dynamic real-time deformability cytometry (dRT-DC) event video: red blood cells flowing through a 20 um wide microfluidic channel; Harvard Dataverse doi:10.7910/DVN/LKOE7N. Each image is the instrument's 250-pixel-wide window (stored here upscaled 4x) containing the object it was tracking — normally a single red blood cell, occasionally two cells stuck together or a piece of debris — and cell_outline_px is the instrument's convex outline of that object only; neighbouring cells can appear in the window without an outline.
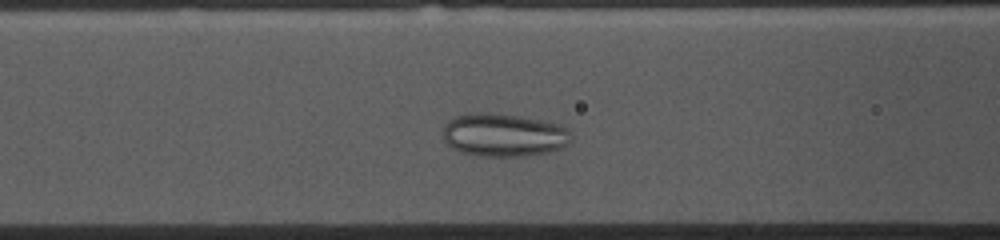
{"species": "common noctule bat (a hibernating species)", "species_latin": "Nyctalus noctula", "temperature_condition": "cold", "stored_images_in_passage": 37, "camera_frame_rate_fps": 3000, "um_per_image_px": 0.085, "animal": {"sex": "female", "body_mass_g": 10.0, "forearm_length_mm": 53.1}, "frame": {"image": 1, "passage_image": 14, "time_ms": 4.333, "image_size_px": [1000, 240], "cell_outline_px": [[572, 140], [568, 144], [560, 148], [548, 152], [524, 156], [480, 156], [460, 152], [452, 148], [444, 140], [444, 124], [448, 120], [456, 116], [468, 112], [484, 112], [520, 116], [540, 120], [556, 124], [568, 128], [572, 132]], "centroid_in_image_um": [42.81, 11.47], "position_along_channel_um": 123.8, "area_um2": 32.43}}
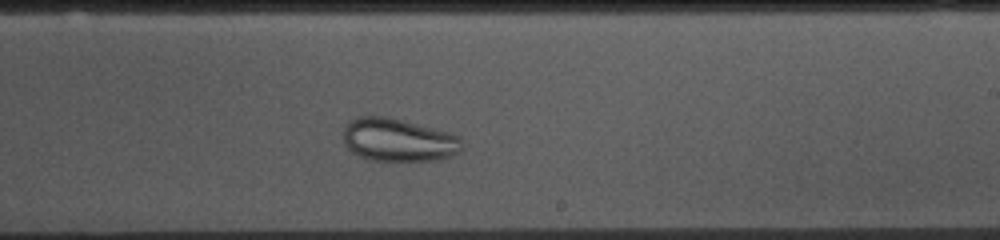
{"frame": {"image": 2, "passage_image": 25, "time_ms": 8.0, "image_size_px": [1000, 240], "cell_outline_px": [[460, 152], [440, 160], [372, 160], [360, 156], [352, 152], [344, 144], [344, 128], [348, 120], [356, 116], [384, 116], [448, 132], [460, 136]], "centroid_in_image_um": [33.82, 11.89], "position_along_channel_um": 255.2, "area_um2": 29.48}}
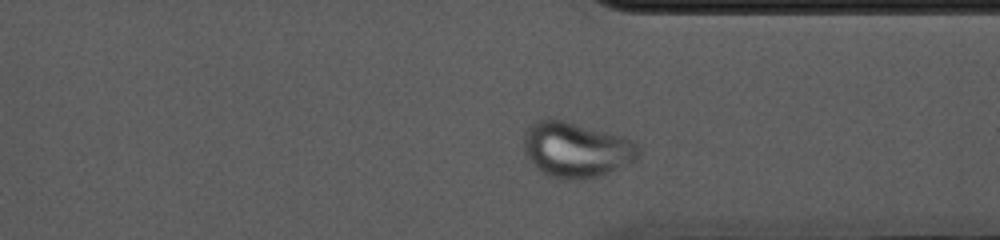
{"frame": {"image": 3, "passage_image": 34, "time_ms": 11.0, "image_size_px": [1000, 240], "cell_outline_px": [[640, 156], [608, 172], [596, 176], [576, 180], [564, 180], [548, 176], [540, 172], [536, 168], [524, 152], [524, 136], [528, 128], [536, 120], [548, 116], [564, 120], [624, 136], [632, 140], [640, 148]], "centroid_in_image_um": [48.93, 12.69], "position_along_channel_um": 362.5, "area_um2": 37.11}}